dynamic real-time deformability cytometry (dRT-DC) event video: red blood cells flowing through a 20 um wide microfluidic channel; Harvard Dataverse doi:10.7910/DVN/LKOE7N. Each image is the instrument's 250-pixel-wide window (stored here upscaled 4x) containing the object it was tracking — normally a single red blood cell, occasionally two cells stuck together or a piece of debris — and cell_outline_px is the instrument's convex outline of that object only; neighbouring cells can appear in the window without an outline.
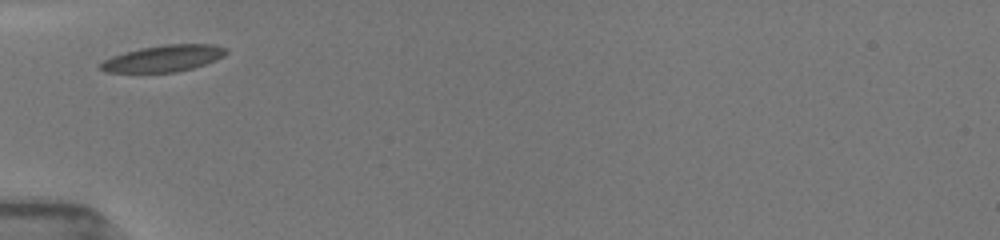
{"species": "common noctule bat (a hibernating species)", "species_latin": "Nyctalus noctula", "temperature_condition": "room temperature", "stored_images_in_passage": 2, "camera_frame_rate_fps": 3000, "um_per_image_px": 0.085, "animal": {"sex": "female", "body_mass_g": 19.5, "forearm_length_mm": 54.1}, "frame": {"image": 1, "passage_image": 1, "time_ms": 0.0, "image_size_px": [1000, 240], "cell_outline_px": [[228, 52], [224, 56], [216, 60], [192, 68], [176, 72], [104, 72], [96, 64], [112, 56], [124, 52], [140, 48], [164, 44], [212, 44], [228, 48]], "centroid_in_image_um": [13.89, 4.96], "position_along_channel_um": 71.1, "area_um2": 19.54}}